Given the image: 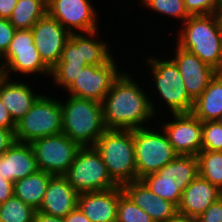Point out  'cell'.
Listing matches in <instances>:
<instances>
[{
  "label": "cell",
  "instance_id": "d590c367",
  "mask_svg": "<svg viewBox=\"0 0 222 222\" xmlns=\"http://www.w3.org/2000/svg\"><path fill=\"white\" fill-rule=\"evenodd\" d=\"M15 142V130L0 127V155H3Z\"/></svg>",
  "mask_w": 222,
  "mask_h": 222
},
{
  "label": "cell",
  "instance_id": "8fae6325",
  "mask_svg": "<svg viewBox=\"0 0 222 222\" xmlns=\"http://www.w3.org/2000/svg\"><path fill=\"white\" fill-rule=\"evenodd\" d=\"M120 72L111 58L103 65H87L67 88L70 96L102 103Z\"/></svg>",
  "mask_w": 222,
  "mask_h": 222
},
{
  "label": "cell",
  "instance_id": "74e56055",
  "mask_svg": "<svg viewBox=\"0 0 222 222\" xmlns=\"http://www.w3.org/2000/svg\"><path fill=\"white\" fill-rule=\"evenodd\" d=\"M14 196V183L0 176V204Z\"/></svg>",
  "mask_w": 222,
  "mask_h": 222
},
{
  "label": "cell",
  "instance_id": "1f68e13d",
  "mask_svg": "<svg viewBox=\"0 0 222 222\" xmlns=\"http://www.w3.org/2000/svg\"><path fill=\"white\" fill-rule=\"evenodd\" d=\"M87 65L56 64L50 72L56 84L68 88Z\"/></svg>",
  "mask_w": 222,
  "mask_h": 222
},
{
  "label": "cell",
  "instance_id": "52a82bcc",
  "mask_svg": "<svg viewBox=\"0 0 222 222\" xmlns=\"http://www.w3.org/2000/svg\"><path fill=\"white\" fill-rule=\"evenodd\" d=\"M61 133V103L47 96L41 95L25 116L16 122L17 142L31 143L36 139Z\"/></svg>",
  "mask_w": 222,
  "mask_h": 222
},
{
  "label": "cell",
  "instance_id": "f1b7e54d",
  "mask_svg": "<svg viewBox=\"0 0 222 222\" xmlns=\"http://www.w3.org/2000/svg\"><path fill=\"white\" fill-rule=\"evenodd\" d=\"M116 222H154V220L137 206L119 185Z\"/></svg>",
  "mask_w": 222,
  "mask_h": 222
},
{
  "label": "cell",
  "instance_id": "b9f144b4",
  "mask_svg": "<svg viewBox=\"0 0 222 222\" xmlns=\"http://www.w3.org/2000/svg\"><path fill=\"white\" fill-rule=\"evenodd\" d=\"M165 222H196L194 219L188 218L186 216H182L177 214L174 218L168 219Z\"/></svg>",
  "mask_w": 222,
  "mask_h": 222
},
{
  "label": "cell",
  "instance_id": "f35d334b",
  "mask_svg": "<svg viewBox=\"0 0 222 222\" xmlns=\"http://www.w3.org/2000/svg\"><path fill=\"white\" fill-rule=\"evenodd\" d=\"M18 0H0V18L9 19Z\"/></svg>",
  "mask_w": 222,
  "mask_h": 222
},
{
  "label": "cell",
  "instance_id": "44dd1931",
  "mask_svg": "<svg viewBox=\"0 0 222 222\" xmlns=\"http://www.w3.org/2000/svg\"><path fill=\"white\" fill-rule=\"evenodd\" d=\"M119 185L99 192L79 193L78 208L90 222H116Z\"/></svg>",
  "mask_w": 222,
  "mask_h": 222
},
{
  "label": "cell",
  "instance_id": "e575fe53",
  "mask_svg": "<svg viewBox=\"0 0 222 222\" xmlns=\"http://www.w3.org/2000/svg\"><path fill=\"white\" fill-rule=\"evenodd\" d=\"M195 221L222 222V197L212 203Z\"/></svg>",
  "mask_w": 222,
  "mask_h": 222
},
{
  "label": "cell",
  "instance_id": "277c9868",
  "mask_svg": "<svg viewBox=\"0 0 222 222\" xmlns=\"http://www.w3.org/2000/svg\"><path fill=\"white\" fill-rule=\"evenodd\" d=\"M179 34L177 46L216 70L222 59V32L214 14L190 15Z\"/></svg>",
  "mask_w": 222,
  "mask_h": 222
},
{
  "label": "cell",
  "instance_id": "7bdbcfd3",
  "mask_svg": "<svg viewBox=\"0 0 222 222\" xmlns=\"http://www.w3.org/2000/svg\"><path fill=\"white\" fill-rule=\"evenodd\" d=\"M217 22H218V26L222 32V3L220 4V6L217 8V10L214 13Z\"/></svg>",
  "mask_w": 222,
  "mask_h": 222
},
{
  "label": "cell",
  "instance_id": "5b68a950",
  "mask_svg": "<svg viewBox=\"0 0 222 222\" xmlns=\"http://www.w3.org/2000/svg\"><path fill=\"white\" fill-rule=\"evenodd\" d=\"M199 176L198 158L195 155H178L155 173L141 178L157 196L179 206L185 188Z\"/></svg>",
  "mask_w": 222,
  "mask_h": 222
},
{
  "label": "cell",
  "instance_id": "8d00e7d4",
  "mask_svg": "<svg viewBox=\"0 0 222 222\" xmlns=\"http://www.w3.org/2000/svg\"><path fill=\"white\" fill-rule=\"evenodd\" d=\"M0 127L10 130L16 129V122L13 120L9 111L3 105V102L1 100H0Z\"/></svg>",
  "mask_w": 222,
  "mask_h": 222
},
{
  "label": "cell",
  "instance_id": "7a4b0ae2",
  "mask_svg": "<svg viewBox=\"0 0 222 222\" xmlns=\"http://www.w3.org/2000/svg\"><path fill=\"white\" fill-rule=\"evenodd\" d=\"M61 107L62 133L80 147L94 146L97 139L107 130L103 120L102 103L71 96L66 103L61 102Z\"/></svg>",
  "mask_w": 222,
  "mask_h": 222
},
{
  "label": "cell",
  "instance_id": "bcb514c9",
  "mask_svg": "<svg viewBox=\"0 0 222 222\" xmlns=\"http://www.w3.org/2000/svg\"><path fill=\"white\" fill-rule=\"evenodd\" d=\"M216 121L222 126V114Z\"/></svg>",
  "mask_w": 222,
  "mask_h": 222
},
{
  "label": "cell",
  "instance_id": "cb8c5ba5",
  "mask_svg": "<svg viewBox=\"0 0 222 222\" xmlns=\"http://www.w3.org/2000/svg\"><path fill=\"white\" fill-rule=\"evenodd\" d=\"M191 113L202 122L216 121L222 114V78L215 75L194 101Z\"/></svg>",
  "mask_w": 222,
  "mask_h": 222
},
{
  "label": "cell",
  "instance_id": "484cf974",
  "mask_svg": "<svg viewBox=\"0 0 222 222\" xmlns=\"http://www.w3.org/2000/svg\"><path fill=\"white\" fill-rule=\"evenodd\" d=\"M47 14V0H18L10 23L16 30L32 29Z\"/></svg>",
  "mask_w": 222,
  "mask_h": 222
},
{
  "label": "cell",
  "instance_id": "7402d4cb",
  "mask_svg": "<svg viewBox=\"0 0 222 222\" xmlns=\"http://www.w3.org/2000/svg\"><path fill=\"white\" fill-rule=\"evenodd\" d=\"M38 170L30 143L16 141L3 155H0V176L10 182L14 183Z\"/></svg>",
  "mask_w": 222,
  "mask_h": 222
},
{
  "label": "cell",
  "instance_id": "d6986e66",
  "mask_svg": "<svg viewBox=\"0 0 222 222\" xmlns=\"http://www.w3.org/2000/svg\"><path fill=\"white\" fill-rule=\"evenodd\" d=\"M122 189L154 222H165L178 214L175 204L155 195L141 179L125 183Z\"/></svg>",
  "mask_w": 222,
  "mask_h": 222
},
{
  "label": "cell",
  "instance_id": "2e32d148",
  "mask_svg": "<svg viewBox=\"0 0 222 222\" xmlns=\"http://www.w3.org/2000/svg\"><path fill=\"white\" fill-rule=\"evenodd\" d=\"M95 33L96 30L87 32V37L76 31L70 34L57 64L103 65L107 63L112 55L104 42L91 38L96 35Z\"/></svg>",
  "mask_w": 222,
  "mask_h": 222
},
{
  "label": "cell",
  "instance_id": "9a60e30c",
  "mask_svg": "<svg viewBox=\"0 0 222 222\" xmlns=\"http://www.w3.org/2000/svg\"><path fill=\"white\" fill-rule=\"evenodd\" d=\"M31 32L41 59L52 69L60 60L70 33L48 14L32 27Z\"/></svg>",
  "mask_w": 222,
  "mask_h": 222
},
{
  "label": "cell",
  "instance_id": "30bf717a",
  "mask_svg": "<svg viewBox=\"0 0 222 222\" xmlns=\"http://www.w3.org/2000/svg\"><path fill=\"white\" fill-rule=\"evenodd\" d=\"M147 61L148 65L152 67L156 88L170 107L172 114L191 112L194 101L187 94L182 76L175 62L173 60L160 61L153 57Z\"/></svg>",
  "mask_w": 222,
  "mask_h": 222
},
{
  "label": "cell",
  "instance_id": "8992f818",
  "mask_svg": "<svg viewBox=\"0 0 222 222\" xmlns=\"http://www.w3.org/2000/svg\"><path fill=\"white\" fill-rule=\"evenodd\" d=\"M64 176L78 193L106 191L118 186L94 146L80 147Z\"/></svg>",
  "mask_w": 222,
  "mask_h": 222
},
{
  "label": "cell",
  "instance_id": "ab89813d",
  "mask_svg": "<svg viewBox=\"0 0 222 222\" xmlns=\"http://www.w3.org/2000/svg\"><path fill=\"white\" fill-rule=\"evenodd\" d=\"M64 222H90L84 213L77 207L64 218Z\"/></svg>",
  "mask_w": 222,
  "mask_h": 222
},
{
  "label": "cell",
  "instance_id": "4fadbf2b",
  "mask_svg": "<svg viewBox=\"0 0 222 222\" xmlns=\"http://www.w3.org/2000/svg\"><path fill=\"white\" fill-rule=\"evenodd\" d=\"M90 0H47V14L56 19L70 34L97 30L95 10Z\"/></svg>",
  "mask_w": 222,
  "mask_h": 222
},
{
  "label": "cell",
  "instance_id": "4dcf8cb0",
  "mask_svg": "<svg viewBox=\"0 0 222 222\" xmlns=\"http://www.w3.org/2000/svg\"><path fill=\"white\" fill-rule=\"evenodd\" d=\"M201 150L222 151V126L217 121L202 122Z\"/></svg>",
  "mask_w": 222,
  "mask_h": 222
},
{
  "label": "cell",
  "instance_id": "d6a6232c",
  "mask_svg": "<svg viewBox=\"0 0 222 222\" xmlns=\"http://www.w3.org/2000/svg\"><path fill=\"white\" fill-rule=\"evenodd\" d=\"M222 0H184L189 15L214 14Z\"/></svg>",
  "mask_w": 222,
  "mask_h": 222
},
{
  "label": "cell",
  "instance_id": "7c38bea8",
  "mask_svg": "<svg viewBox=\"0 0 222 222\" xmlns=\"http://www.w3.org/2000/svg\"><path fill=\"white\" fill-rule=\"evenodd\" d=\"M8 71L25 74L46 73L51 69L43 62L39 51L34 45L31 29L16 30L9 49L2 56Z\"/></svg>",
  "mask_w": 222,
  "mask_h": 222
},
{
  "label": "cell",
  "instance_id": "4316f807",
  "mask_svg": "<svg viewBox=\"0 0 222 222\" xmlns=\"http://www.w3.org/2000/svg\"><path fill=\"white\" fill-rule=\"evenodd\" d=\"M199 176L222 191V151L201 150L197 154Z\"/></svg>",
  "mask_w": 222,
  "mask_h": 222
},
{
  "label": "cell",
  "instance_id": "d4e9b609",
  "mask_svg": "<svg viewBox=\"0 0 222 222\" xmlns=\"http://www.w3.org/2000/svg\"><path fill=\"white\" fill-rule=\"evenodd\" d=\"M53 175L38 170L35 173L14 182V196L32 206L40 208L46 188Z\"/></svg>",
  "mask_w": 222,
  "mask_h": 222
},
{
  "label": "cell",
  "instance_id": "3957f363",
  "mask_svg": "<svg viewBox=\"0 0 222 222\" xmlns=\"http://www.w3.org/2000/svg\"><path fill=\"white\" fill-rule=\"evenodd\" d=\"M109 176L120 186L137 180L133 130L107 129L95 142Z\"/></svg>",
  "mask_w": 222,
  "mask_h": 222
},
{
  "label": "cell",
  "instance_id": "5bb4252c",
  "mask_svg": "<svg viewBox=\"0 0 222 222\" xmlns=\"http://www.w3.org/2000/svg\"><path fill=\"white\" fill-rule=\"evenodd\" d=\"M174 121L163 125L168 141L178 155H195L201 151L202 121L189 113H174Z\"/></svg>",
  "mask_w": 222,
  "mask_h": 222
},
{
  "label": "cell",
  "instance_id": "ba28073f",
  "mask_svg": "<svg viewBox=\"0 0 222 222\" xmlns=\"http://www.w3.org/2000/svg\"><path fill=\"white\" fill-rule=\"evenodd\" d=\"M162 133L144 127L133 130L137 180L159 171L178 156L165 132Z\"/></svg>",
  "mask_w": 222,
  "mask_h": 222
},
{
  "label": "cell",
  "instance_id": "6da1fadb",
  "mask_svg": "<svg viewBox=\"0 0 222 222\" xmlns=\"http://www.w3.org/2000/svg\"><path fill=\"white\" fill-rule=\"evenodd\" d=\"M132 80L128 73H121L103 99V120L106 129L142 128L143 122L154 116V104Z\"/></svg>",
  "mask_w": 222,
  "mask_h": 222
},
{
  "label": "cell",
  "instance_id": "ee69618b",
  "mask_svg": "<svg viewBox=\"0 0 222 222\" xmlns=\"http://www.w3.org/2000/svg\"><path fill=\"white\" fill-rule=\"evenodd\" d=\"M7 77L9 78V73L5 68L4 62H2L0 64V85Z\"/></svg>",
  "mask_w": 222,
  "mask_h": 222
},
{
  "label": "cell",
  "instance_id": "f6af8a7d",
  "mask_svg": "<svg viewBox=\"0 0 222 222\" xmlns=\"http://www.w3.org/2000/svg\"><path fill=\"white\" fill-rule=\"evenodd\" d=\"M216 76L222 78V59L219 66L216 68Z\"/></svg>",
  "mask_w": 222,
  "mask_h": 222
},
{
  "label": "cell",
  "instance_id": "603a6c76",
  "mask_svg": "<svg viewBox=\"0 0 222 222\" xmlns=\"http://www.w3.org/2000/svg\"><path fill=\"white\" fill-rule=\"evenodd\" d=\"M9 80L7 77L0 85V100L17 122L25 116L41 95L33 94L27 84Z\"/></svg>",
  "mask_w": 222,
  "mask_h": 222
},
{
  "label": "cell",
  "instance_id": "836d02e7",
  "mask_svg": "<svg viewBox=\"0 0 222 222\" xmlns=\"http://www.w3.org/2000/svg\"><path fill=\"white\" fill-rule=\"evenodd\" d=\"M16 29L9 19L0 18V56L2 57L9 49Z\"/></svg>",
  "mask_w": 222,
  "mask_h": 222
},
{
  "label": "cell",
  "instance_id": "60d3db41",
  "mask_svg": "<svg viewBox=\"0 0 222 222\" xmlns=\"http://www.w3.org/2000/svg\"><path fill=\"white\" fill-rule=\"evenodd\" d=\"M33 222H64V219L36 211Z\"/></svg>",
  "mask_w": 222,
  "mask_h": 222
},
{
  "label": "cell",
  "instance_id": "ffe728a7",
  "mask_svg": "<svg viewBox=\"0 0 222 222\" xmlns=\"http://www.w3.org/2000/svg\"><path fill=\"white\" fill-rule=\"evenodd\" d=\"M222 197V191L198 176L182 192L178 214L196 220L210 205Z\"/></svg>",
  "mask_w": 222,
  "mask_h": 222
},
{
  "label": "cell",
  "instance_id": "ac0fdd59",
  "mask_svg": "<svg viewBox=\"0 0 222 222\" xmlns=\"http://www.w3.org/2000/svg\"><path fill=\"white\" fill-rule=\"evenodd\" d=\"M79 193L69 184L65 176L50 178L43 202L37 210L47 215L64 218L78 207Z\"/></svg>",
  "mask_w": 222,
  "mask_h": 222
},
{
  "label": "cell",
  "instance_id": "e0dca14e",
  "mask_svg": "<svg viewBox=\"0 0 222 222\" xmlns=\"http://www.w3.org/2000/svg\"><path fill=\"white\" fill-rule=\"evenodd\" d=\"M176 56L172 59L178 66L187 94L195 101L215 77L216 70L196 55L176 47Z\"/></svg>",
  "mask_w": 222,
  "mask_h": 222
},
{
  "label": "cell",
  "instance_id": "83f0119b",
  "mask_svg": "<svg viewBox=\"0 0 222 222\" xmlns=\"http://www.w3.org/2000/svg\"><path fill=\"white\" fill-rule=\"evenodd\" d=\"M36 210L13 196L0 204L1 222H33Z\"/></svg>",
  "mask_w": 222,
  "mask_h": 222
},
{
  "label": "cell",
  "instance_id": "9c48e42d",
  "mask_svg": "<svg viewBox=\"0 0 222 222\" xmlns=\"http://www.w3.org/2000/svg\"><path fill=\"white\" fill-rule=\"evenodd\" d=\"M30 145L39 170L53 176H64L67 173L80 148L63 133L36 139Z\"/></svg>",
  "mask_w": 222,
  "mask_h": 222
},
{
  "label": "cell",
  "instance_id": "f546056e",
  "mask_svg": "<svg viewBox=\"0 0 222 222\" xmlns=\"http://www.w3.org/2000/svg\"><path fill=\"white\" fill-rule=\"evenodd\" d=\"M142 3L156 12L182 19L183 22L190 17L185 9L184 0H142Z\"/></svg>",
  "mask_w": 222,
  "mask_h": 222
}]
</instances>
